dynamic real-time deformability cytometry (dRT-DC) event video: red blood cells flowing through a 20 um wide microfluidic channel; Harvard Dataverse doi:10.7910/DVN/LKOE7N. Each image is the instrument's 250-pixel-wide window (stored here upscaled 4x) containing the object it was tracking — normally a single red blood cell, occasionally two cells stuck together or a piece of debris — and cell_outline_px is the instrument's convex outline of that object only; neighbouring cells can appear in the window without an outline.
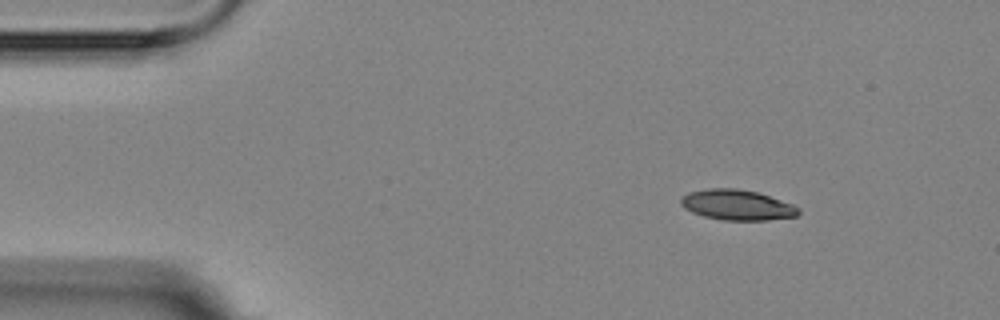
{"species": "Egyptian fruit bat (a non-hibernating species)", "species_latin": "Rousettus aegyptiacus", "temperature_condition": "room temperature", "stored_images_in_passage": 9, "camera_frame_rate_fps": 3000, "um_per_image_px": 0.085, "animal": {"sex": "female"}, "frame": {"image": 1, "passage_image": 2, "time_ms": 1.333, "image_size_px": [1000, 320], "cell_outline_px": [[800, 212], [796, 216], [768, 220], [724, 220], [704, 216], [692, 212], [684, 208], [680, 204], [680, 200], [688, 192], [708, 188], [736, 188], [756, 192], [792, 204], [800, 208]], "centroid_in_image_um": [62.64, 17.42], "position_along_channel_um": 22.4, "area_um2": 20.69}}
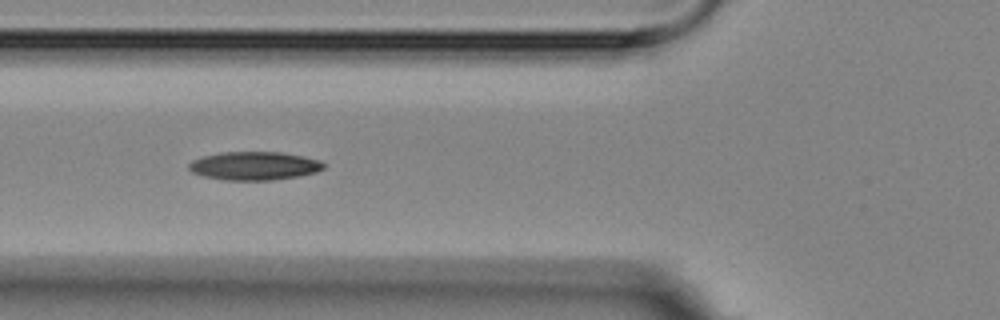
{"frame": {"image": 2, "passage_image": 6, "time_ms": 5.667, "image_size_px": [1000, 320], "cell_outline_px": [[324, 168], [316, 172], [300, 176], [272, 180], [224, 180], [204, 176], [192, 172], [188, 168], [188, 164], [192, 160], [204, 156], [220, 152], [280, 152], [304, 156], [320, 160], [324, 164]], "centroid_in_image_um": [21.62, 14.09], "position_along_channel_um": 104.2, "area_um2": 22.37}}
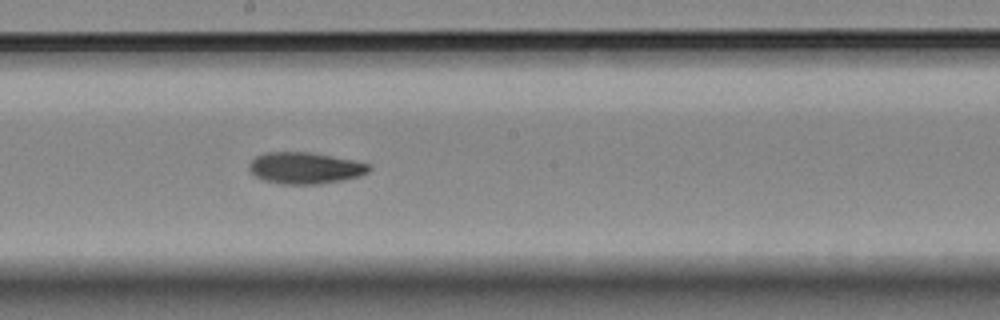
{"frame": {"image": 3, "passage_image": 9, "time_ms": 9.0, "image_size_px": [1000, 320], "cell_outline_px": [[372, 168], [368, 172], [360, 176], [344, 180], [320, 184], [280, 184], [264, 180], [256, 176], [248, 168], [248, 164], [256, 156], [264, 152], [308, 152], [332, 156], [372, 164]], "centroid_in_image_um": [25.95, 14.28], "position_along_channel_um": 222.2, "area_um2": 22.14}}